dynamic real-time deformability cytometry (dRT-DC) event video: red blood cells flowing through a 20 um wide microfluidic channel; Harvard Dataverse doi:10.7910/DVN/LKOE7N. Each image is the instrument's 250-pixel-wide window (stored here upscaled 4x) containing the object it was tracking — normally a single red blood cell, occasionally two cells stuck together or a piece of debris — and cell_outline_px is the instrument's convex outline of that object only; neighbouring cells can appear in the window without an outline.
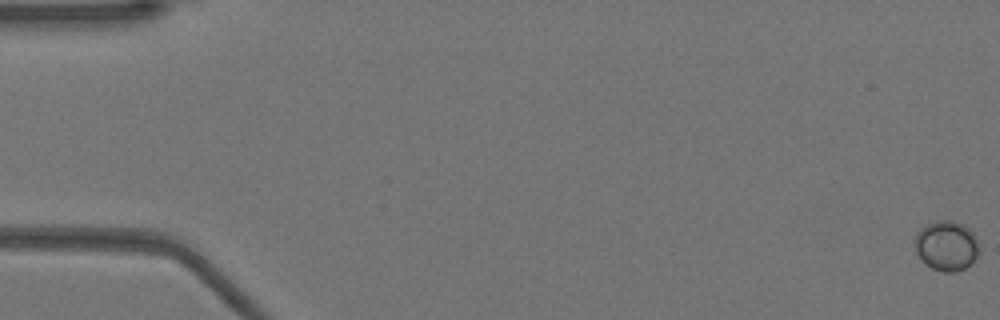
{"species": "Egyptian fruit bat (a non-hibernating species)", "species_latin": "Rousettus aegyptiacus", "temperature_condition": "warm", "stored_images_in_passage": 54, "camera_frame_rate_fps": 3000, "um_per_image_px": 0.085, "animal": {"sex": "female"}, "frame": {"image": 1, "passage_image": 1, "time_ms": 0.0, "image_size_px": [1000, 320], "cell_outline_px": [[980, 252], [964, 268], [956, 272], [944, 272], [932, 268], [924, 264], [920, 260], [916, 252], [916, 232], [920, 228], [936, 220], [952, 220], [968, 228], [976, 236], [980, 244]], "centroid_in_image_um": [80.45, 20.89], "position_along_channel_um": 4.5, "area_um2": 18.79}}
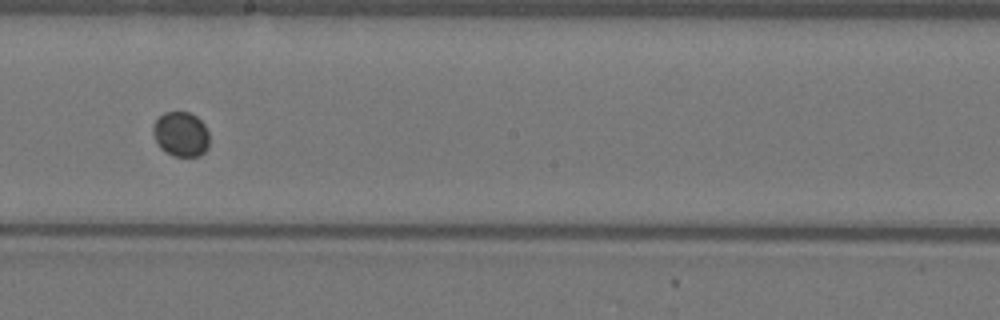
{"frame": {"image": 2, "passage_image": 31, "time_ms": 10.0, "image_size_px": [1000, 320], "cell_outline_px": [[208, 148], [200, 156], [172, 156], [164, 152], [160, 148], [152, 132], [152, 124], [164, 112], [188, 112], [196, 116], [204, 124], [208, 132]], "centroid_in_image_um": [15.36, 11.41], "position_along_channel_um": 232.8, "area_um2": 14.8}}
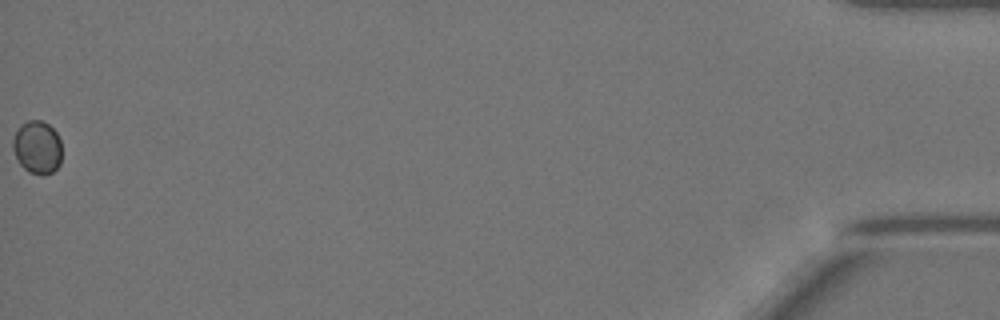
{"frame": {"image": 3, "passage_image": 54, "time_ms": 17.667, "image_size_px": [1000, 320], "cell_outline_px": [[60, 164], [52, 172], [44, 176], [40, 176], [28, 172], [20, 164], [12, 148], [12, 140], [20, 124], [28, 120], [40, 120], [48, 124], [56, 132], [60, 140]], "centroid_in_image_um": [3.15, 12.53], "position_along_channel_um": 432.0, "area_um2": 15.2}}